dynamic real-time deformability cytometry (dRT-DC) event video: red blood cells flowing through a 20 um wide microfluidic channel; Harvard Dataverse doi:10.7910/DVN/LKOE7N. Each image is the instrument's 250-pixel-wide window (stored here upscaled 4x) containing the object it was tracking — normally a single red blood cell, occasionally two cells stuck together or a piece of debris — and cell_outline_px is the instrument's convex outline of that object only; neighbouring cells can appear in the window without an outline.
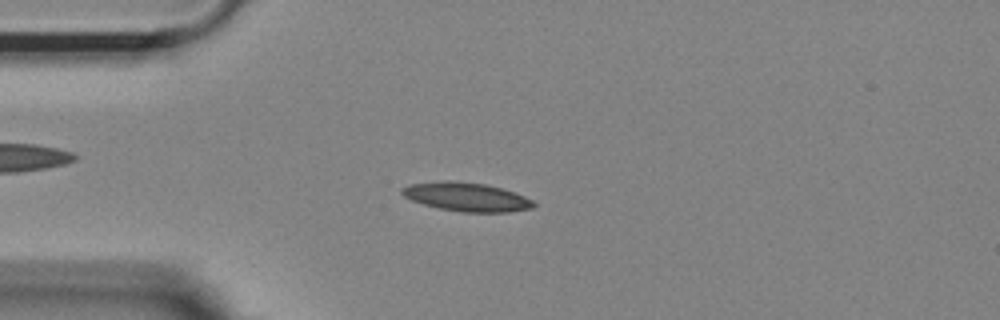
{"species": "Egyptian fruit bat (a non-hibernating species)", "species_latin": "Rousettus aegyptiacus", "temperature_condition": "room temperature", "stored_images_in_passage": 46, "camera_frame_rate_fps": 3000, "um_per_image_px": 0.085, "animal": {"sex": "female"}, "frame": {"image": 1, "passage_image": 13, "time_ms": 4.0, "image_size_px": [1000, 320], "cell_outline_px": [[536, 204], [532, 208], [508, 212], [460, 212], [440, 208], [424, 204], [412, 200], [404, 196], [400, 192], [400, 188], [412, 184], [444, 180], [448, 180], [484, 184], [500, 188], [524, 196], [532, 200]], "centroid_in_image_um": [39.64, 16.74], "position_along_channel_um": 45.4, "area_um2": 21.79}}
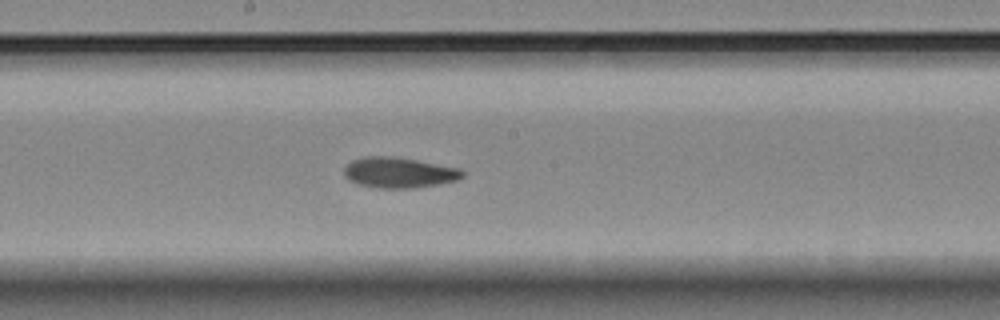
{"frame": {"image": 2, "passage_image": 28, "time_ms": 9.0, "image_size_px": [1000, 320], "cell_outline_px": [[464, 176], [456, 180], [440, 184], [416, 188], [376, 188], [356, 184], [348, 180], [344, 176], [344, 168], [352, 160], [364, 156], [392, 156], [416, 160], [460, 168], [464, 172]], "centroid_in_image_um": [33.89, 14.68], "position_along_channel_um": 214.3, "area_um2": 21.27}}
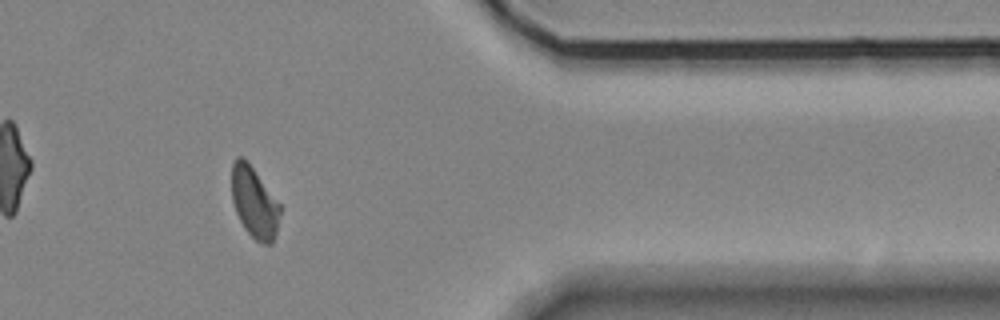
{"frame": {"image": 3, "passage_image": 44, "time_ms": 14.333, "image_size_px": [1000, 320], "cell_outline_px": [[280, 212], [276, 232], [272, 244], [264, 244], [256, 240], [244, 228], [236, 212], [232, 200], [232, 164], [236, 156], [244, 156], [280, 204]], "centroid_in_image_um": [21.6, 17.18], "position_along_channel_um": 389.8, "area_um2": 19.88}, "authors_computed_cell_mechanics": {"area_um2": 20.6635, "velocity_mm_per_s": 3.6755, "shape_relaxation_time_tau1_ms": 5.1308, "shape_relaxation_time_tau2_ms": 2.8466, "deformation_change_tau1": 0.155, "deformation_change_tau2": 0.0877}}